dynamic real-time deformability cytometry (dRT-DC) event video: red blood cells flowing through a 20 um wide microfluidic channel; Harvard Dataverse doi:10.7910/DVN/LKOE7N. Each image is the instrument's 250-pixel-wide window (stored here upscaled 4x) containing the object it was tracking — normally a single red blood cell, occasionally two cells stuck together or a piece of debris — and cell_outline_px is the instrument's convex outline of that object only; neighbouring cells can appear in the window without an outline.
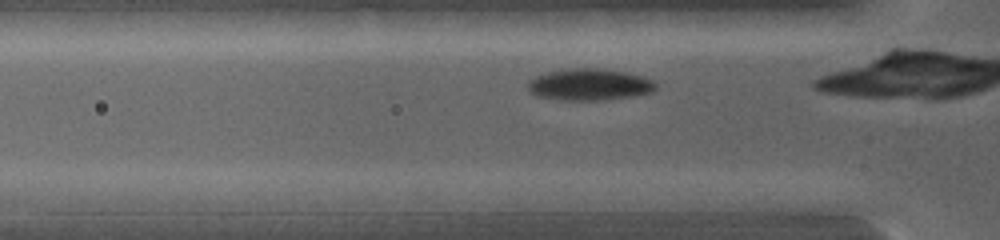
{"species": "common noctule bat (a hibernating species)", "species_latin": "Nyctalus noctula", "temperature_condition": "warm", "stored_images_in_passage": 39, "camera_frame_rate_fps": 5000, "um_per_image_px": 0.085, "animal": {"sex": "female", "body_mass_g": 19.0, "forearm_length_mm": 53.3}, "frame": {"image": 1, "passage_image": 6, "time_ms": 0.6, "image_size_px": [1000, 240], "cell_outline_px": [[656, 88], [652, 92], [636, 96], [596, 100], [568, 100], [540, 96], [532, 92], [528, 88], [528, 84], [536, 76], [560, 68], [596, 68], [624, 72], [640, 76], [652, 80], [656, 84]], "centroid_in_image_um": [50.13, 7.18], "position_along_channel_um": 75.7, "area_um2": 23.24}}
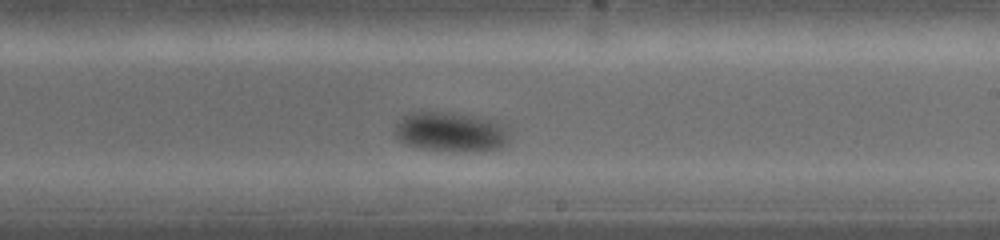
{"frame": {"image": 2, "passage_image": 20, "time_ms": 2.6, "image_size_px": [1000, 240], "cell_outline_px": [[504, 140], [500, 144], [492, 148], [428, 148], [412, 144], [400, 140], [396, 136], [396, 124], [404, 116], [420, 112], [448, 112], [476, 116], [488, 120], [496, 124], [504, 132]], "centroid_in_image_um": [38.14, 11.13], "position_along_channel_um": 250.9, "area_um2": 23.64}}
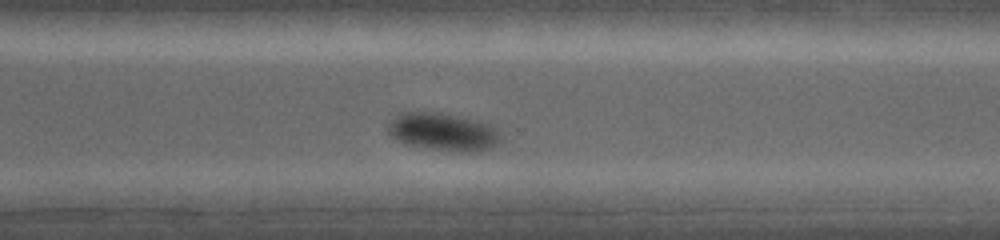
{"frame": {"image": 3, "passage_image": 29, "time_ms": 4.0, "image_size_px": [1000, 240], "cell_outline_px": [[500, 140], [496, 144], [488, 148], [432, 148], [412, 144], [400, 140], [392, 136], [388, 132], [388, 124], [392, 120], [408, 112], [424, 112], [456, 116], [476, 120], [492, 124], [500, 132]], "centroid_in_image_um": [37.68, 11.15], "position_along_channel_um": 332.9, "area_um2": 22.89}}